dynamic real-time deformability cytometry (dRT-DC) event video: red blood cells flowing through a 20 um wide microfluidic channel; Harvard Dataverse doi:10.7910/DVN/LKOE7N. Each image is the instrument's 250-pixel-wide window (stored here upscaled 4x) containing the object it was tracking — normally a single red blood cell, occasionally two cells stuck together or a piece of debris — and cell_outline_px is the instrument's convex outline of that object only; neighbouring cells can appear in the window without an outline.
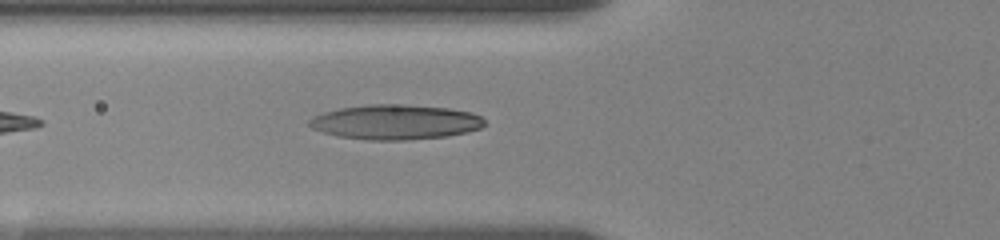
{"species": "human", "species_latin": "Homo sapiens", "temperature_condition": "room temperature", "stored_images_in_passage": 24, "camera_frame_rate_fps": 3000, "um_per_image_px": 0.085, "donor": {"sex": "female"}, "frame": {"image": 1, "passage_image": 11, "time_ms": 4.333, "image_size_px": [1000, 240], "cell_outline_px": [[484, 124], [480, 128], [468, 132], [448, 136], [404, 140], [368, 140], [336, 136], [312, 128], [308, 124], [308, 120], [324, 112], [340, 108], [368, 104], [404, 104], [448, 108], [472, 112], [480, 116], [484, 120]], "centroid_in_image_um": [33.62, 10.37], "position_along_channel_um": 92.2, "area_um2": 35.6}}
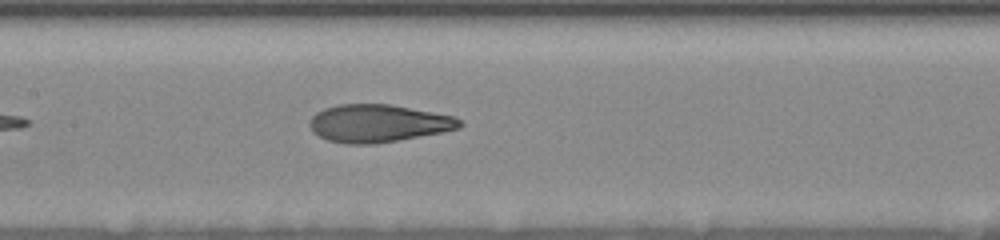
{"frame": {"image": 2, "passage_image": 16, "time_ms": 6.667, "image_size_px": [1000, 240], "cell_outline_px": [[464, 124], [460, 128], [444, 132], [372, 144], [344, 144], [328, 140], [312, 132], [308, 124], [312, 116], [316, 112], [324, 108], [336, 104], [388, 104], [452, 116], [460, 120]], "centroid_in_image_um": [32.1, 10.48], "position_along_channel_um": 175.3, "area_um2": 32.83}}
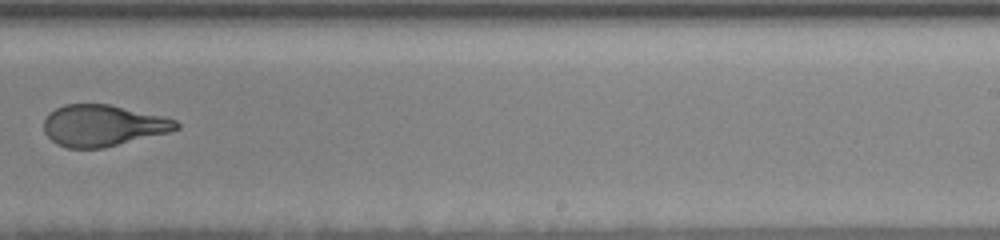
{"frame": {"image": 3, "passage_image": 23, "time_ms": 9.667, "image_size_px": [1000, 240], "cell_outline_px": [[180, 128], [168, 132], [104, 148], [68, 148], [56, 144], [44, 132], [44, 120], [48, 112], [64, 104], [108, 104], [164, 116], [176, 120], [180, 124]], "centroid_in_image_um": [8.73, 10.67], "position_along_channel_um": 280.3, "area_um2": 31.96}}